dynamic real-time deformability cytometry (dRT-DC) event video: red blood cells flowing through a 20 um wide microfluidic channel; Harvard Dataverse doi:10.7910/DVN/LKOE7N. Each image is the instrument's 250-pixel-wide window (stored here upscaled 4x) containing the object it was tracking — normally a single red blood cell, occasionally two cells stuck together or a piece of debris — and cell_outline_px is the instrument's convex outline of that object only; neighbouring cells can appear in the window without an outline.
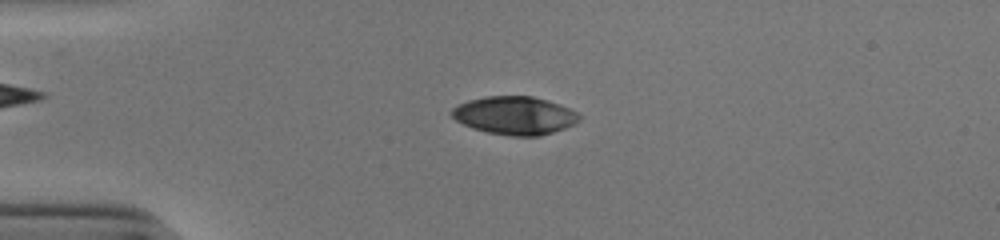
{"species": "human", "species_latin": "Homo sapiens", "temperature_condition": "cold", "stored_images_in_passage": 52, "camera_frame_rate_fps": 3000, "um_per_image_px": 0.085, "donor": {"sex": "male"}, "frame": {"image": 1, "passage_image": 13, "time_ms": 4.0, "image_size_px": [1000, 240], "cell_outline_px": [[580, 120], [564, 128], [540, 136], [508, 136], [488, 132], [472, 128], [456, 120], [448, 112], [456, 104], [468, 100], [484, 96], [532, 96], [568, 108], [576, 112], [580, 116]], "centroid_in_image_um": [43.68, 9.81], "position_along_channel_um": 41.3, "area_um2": 28.21}}
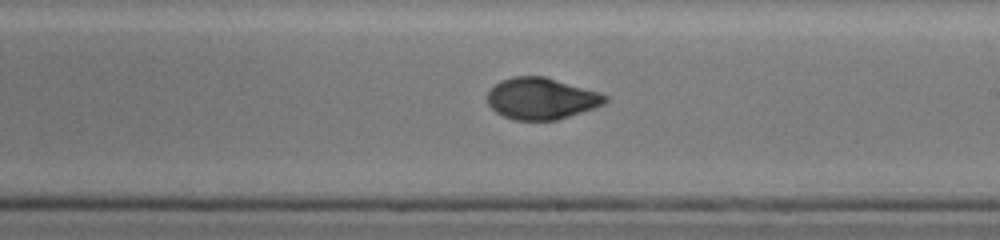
{"frame": {"image": 2, "passage_image": 31, "time_ms": 10.0, "image_size_px": [1000, 240], "cell_outline_px": [[608, 100], [604, 104], [556, 120], [516, 120], [504, 116], [496, 112], [488, 104], [488, 92], [500, 80], [512, 76], [544, 76], [600, 92], [608, 96]], "centroid_in_image_um": [46.01, 8.36], "position_along_channel_um": 243.0, "area_um2": 28.32}}
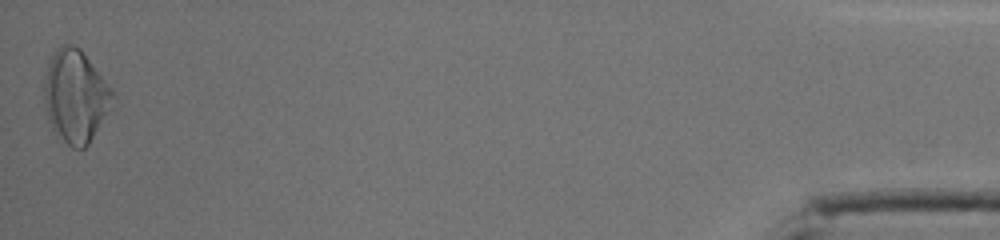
{"frame": {"image": 3, "passage_image": 52, "time_ms": 17.0, "image_size_px": [1000, 240], "cell_outline_px": [[112, 108], [88, 144], [84, 148], [72, 148], [56, 136], [48, 120], [44, 100], [44, 84], [48, 64], [56, 48], [60, 44], [72, 44], [80, 48], [112, 88]], "centroid_in_image_um": [6.41, 8.19], "position_along_channel_um": 428.8, "area_um2": 36.99}, "authors_computed_cell_mechanics": {"area_um2": 28.9, "velocity_mm_per_s": 3.9162, "shape_relaxation_time_tau1_ms": 5.6686, "shape_relaxation_time_tau2_ms": 1.4011, "deformation_change_tau1": 0.1974, "deformation_change_tau2": 0.0512}}